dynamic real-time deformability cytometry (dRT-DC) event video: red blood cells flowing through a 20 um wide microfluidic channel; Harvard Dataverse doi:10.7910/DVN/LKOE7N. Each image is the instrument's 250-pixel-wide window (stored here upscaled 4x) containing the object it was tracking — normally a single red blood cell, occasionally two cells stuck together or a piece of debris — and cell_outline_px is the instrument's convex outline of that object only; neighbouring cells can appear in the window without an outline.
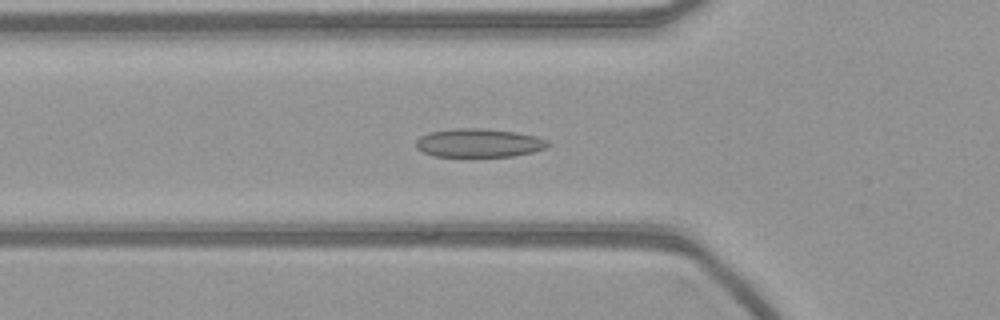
{"species": "common noctule bat (a hibernating species)", "species_latin": "Nyctalus noctula", "temperature_condition": "warm", "stored_images_in_passage": 45, "camera_frame_rate_fps": 3000, "um_per_image_px": 0.085, "animal": {"sex": "female", "body_mass_g": 21.9}, "frame": {"image": 1, "passage_image": 9, "time_ms": 2.667, "image_size_px": [1000, 320], "cell_outline_px": [[548, 148], [532, 152], [512, 156], [432, 156], [416, 148], [416, 140], [420, 136], [428, 132], [456, 128], [476, 128], [516, 132], [536, 136], [548, 140]], "centroid_in_image_um": [40.69, 12.15], "position_along_channel_um": 85.1, "area_um2": 21.91}}
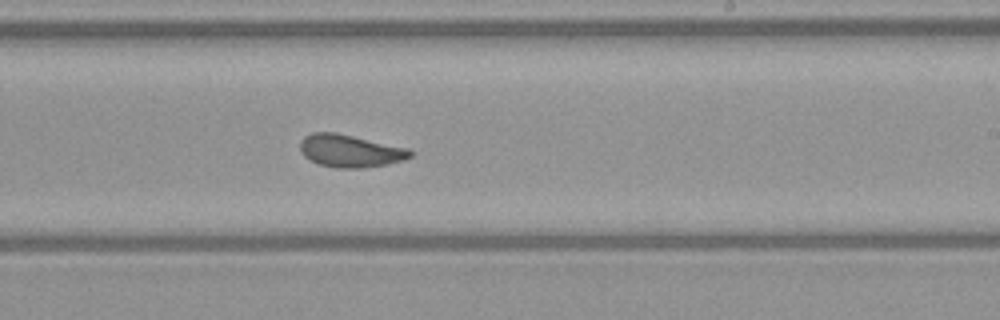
{"frame": {"image": 2, "passage_image": 23, "time_ms": 7.333, "image_size_px": [1000, 320], "cell_outline_px": [[412, 156], [404, 160], [388, 164], [364, 168], [336, 168], [320, 164], [308, 160], [300, 152], [300, 140], [304, 136], [312, 132], [336, 132], [408, 148], [412, 152]], "centroid_in_image_um": [29.73, 12.82], "position_along_channel_um": 259.3, "area_um2": 21.1}}
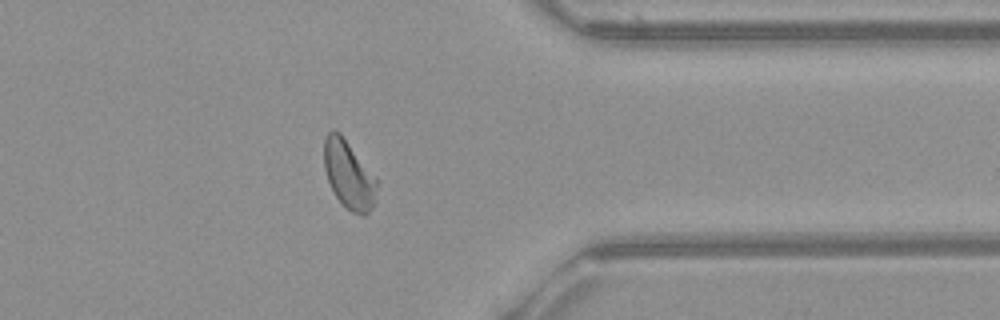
{"frame": {"image": 3, "passage_image": 34, "time_ms": 11.0, "image_size_px": [1000, 320], "cell_outline_px": [[376, 200], [372, 208], [364, 216], [352, 212], [336, 196], [328, 180], [324, 168], [324, 140], [328, 132], [332, 128], [340, 132], [376, 180]], "centroid_in_image_um": [29.62, 14.84], "position_along_channel_um": 381.8, "area_um2": 20.4}}